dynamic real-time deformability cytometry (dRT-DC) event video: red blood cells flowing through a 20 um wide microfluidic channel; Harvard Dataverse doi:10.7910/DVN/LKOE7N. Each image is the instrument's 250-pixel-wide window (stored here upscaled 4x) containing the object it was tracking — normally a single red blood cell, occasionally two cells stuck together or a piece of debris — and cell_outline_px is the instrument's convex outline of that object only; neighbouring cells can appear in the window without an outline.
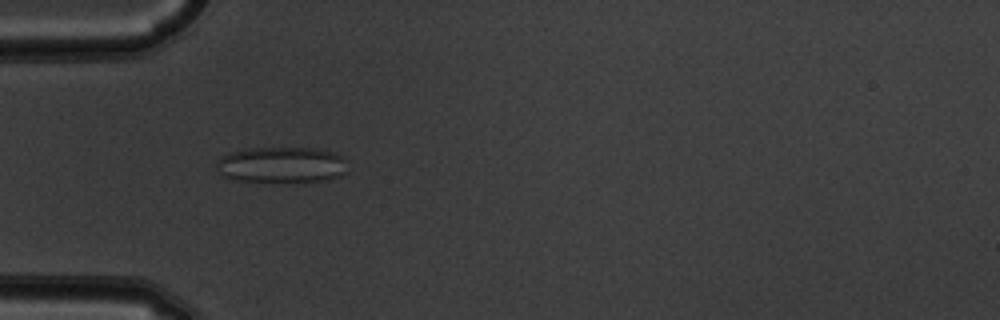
{"species": "common noctule bat (a hibernating species)", "species_latin": "Nyctalus noctula", "temperature_condition": "warm", "stored_images_in_passage": 40, "camera_frame_rate_fps": 3000, "um_per_image_px": 0.085, "animal": {"sex": "male", "body_mass_g": 19.5, "forearm_length_mm": 54.6}, "frame": {"image": 1, "passage_image": 4, "time_ms": 1.0, "image_size_px": [1000, 320], "cell_outline_px": [[344, 172], [340, 176], [324, 180], [240, 180], [224, 176], [216, 168], [216, 160], [232, 152], [248, 148], [316, 148], [336, 152], [344, 156]], "centroid_in_image_um": [23.94, 13.97], "position_along_channel_um": 61.1, "area_um2": 26.7}}
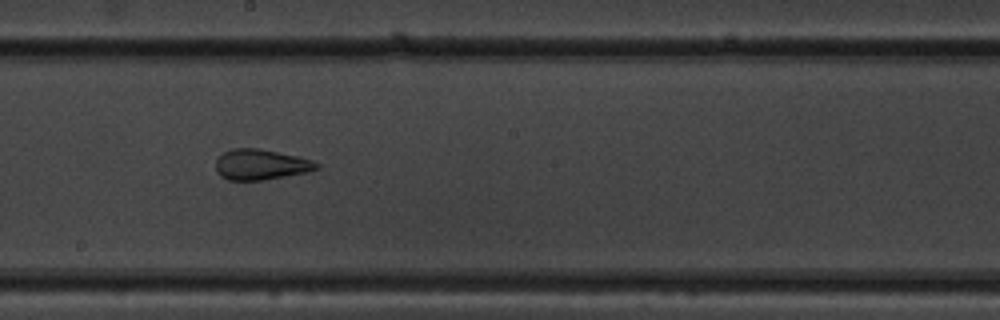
{"frame": {"image": 2, "passage_image": 17, "time_ms": 5.333, "image_size_px": [1000, 320], "cell_outline_px": [[320, 168], [308, 172], [264, 180], [228, 180], [220, 176], [216, 172], [216, 160], [224, 152], [232, 148], [260, 148], [296, 156], [312, 160], [320, 164]], "centroid_in_image_um": [22.17, 13.99], "position_along_channel_um": 226.0, "area_um2": 18.03}}
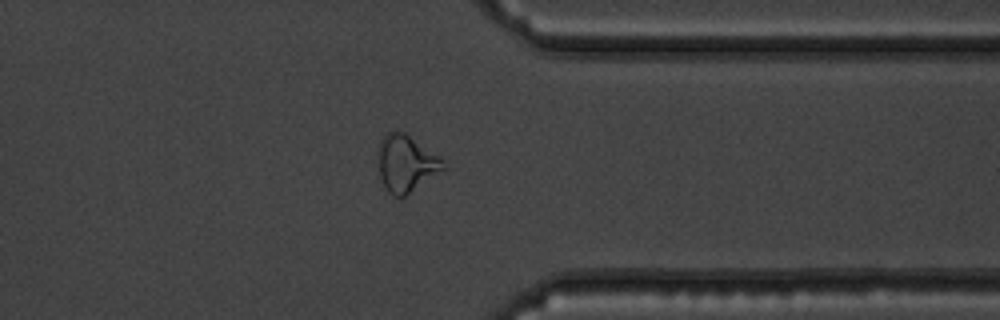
{"frame": {"image": 3, "passage_image": 29, "time_ms": 9.333, "image_size_px": [1000, 320], "cell_outline_px": [[448, 168], [400, 200], [392, 196], [384, 188], [380, 176], [376, 152], [380, 140], [388, 132], [404, 132], [440, 156]], "centroid_in_image_um": [34.52, 13.94], "position_along_channel_um": 376.9, "area_um2": 22.2}, "authors_computed_cell_mechanics": {"area_um2": 20.4901, "velocity_mm_per_s": 3.8784, "shape_relaxation_time_tau1_ms": null, "shape_relaxation_time_tau2_ms": 1.2256, "deformation_change_tau1": null, "deformation_change_tau2": 0.084}}